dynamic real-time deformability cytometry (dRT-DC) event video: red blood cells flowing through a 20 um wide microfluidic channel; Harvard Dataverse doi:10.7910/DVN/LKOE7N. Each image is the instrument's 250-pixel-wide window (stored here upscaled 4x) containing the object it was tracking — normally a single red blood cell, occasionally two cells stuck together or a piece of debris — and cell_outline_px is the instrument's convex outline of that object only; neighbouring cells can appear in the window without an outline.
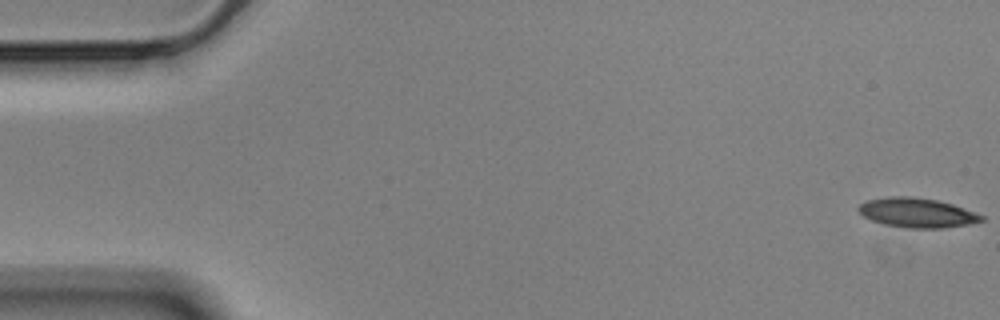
{"species": "Egyptian fruit bat (a non-hibernating species)", "species_latin": "Rousettus aegyptiacus", "temperature_condition": "cold", "stored_images_in_passage": 57, "camera_frame_rate_fps": 3000, "um_per_image_px": 0.085, "animal": {"sex": "male"}, "frame": {"image": 1, "passage_image": 1, "time_ms": 0.0, "image_size_px": [1000, 320], "cell_outline_px": [[984, 220], [968, 224], [944, 228], [908, 228], [884, 224], [872, 220], [864, 216], [856, 208], [860, 204], [868, 200], [888, 196], [912, 196], [936, 200], [952, 204], [984, 216]], "centroid_in_image_um": [77.93, 18.08], "position_along_channel_um": 7.1, "area_um2": 20.98}}
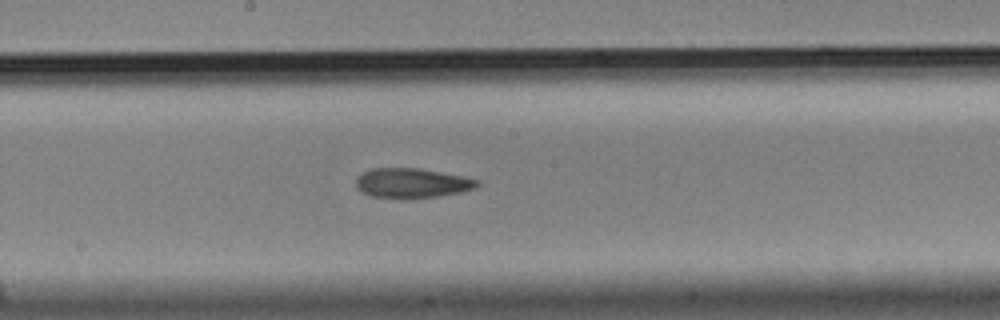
{"frame": {"image": 2, "passage_image": 30, "time_ms": 9.667, "image_size_px": [1000, 320], "cell_outline_px": [[480, 184], [476, 188], [460, 192], [440, 196], [404, 200], [372, 196], [360, 192], [356, 188], [356, 176], [372, 168], [420, 168], [480, 180]], "centroid_in_image_um": [34.98, 15.58], "position_along_channel_um": 213.2, "area_um2": 21.39}}
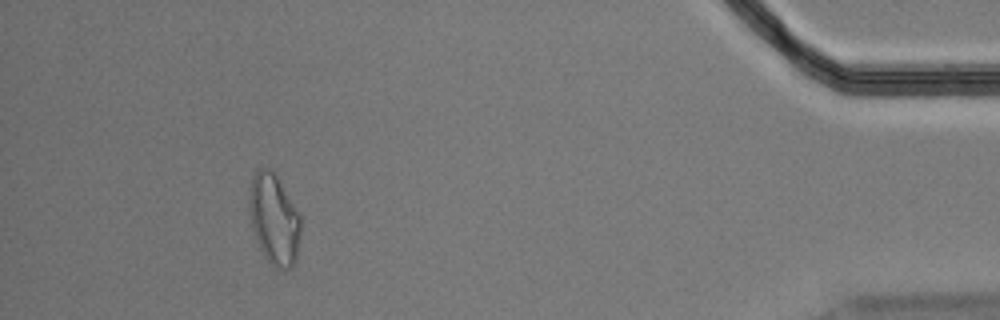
{"frame": {"image": 3, "passage_image": 52, "time_ms": 17.0, "image_size_px": [1000, 320], "cell_outline_px": [[300, 236], [296, 260], [292, 268], [276, 268], [268, 264], [256, 240], [252, 228], [248, 212], [248, 200], [252, 176], [256, 168], [272, 168], [276, 172], [300, 212]], "centroid_in_image_um": [23.29, 18.59], "position_along_channel_um": 411.9, "area_um2": 28.09}, "authors_computed_cell_mechanics": {"area_um2": 21.675, "velocity_mm_per_s": 3.537, "shape_relaxation_time_tau1_ms": 9.231, "shape_relaxation_time_tau2_ms": 5.085, "deformation_change_tau1": 0.1788, "deformation_change_tau2": 0.141}}